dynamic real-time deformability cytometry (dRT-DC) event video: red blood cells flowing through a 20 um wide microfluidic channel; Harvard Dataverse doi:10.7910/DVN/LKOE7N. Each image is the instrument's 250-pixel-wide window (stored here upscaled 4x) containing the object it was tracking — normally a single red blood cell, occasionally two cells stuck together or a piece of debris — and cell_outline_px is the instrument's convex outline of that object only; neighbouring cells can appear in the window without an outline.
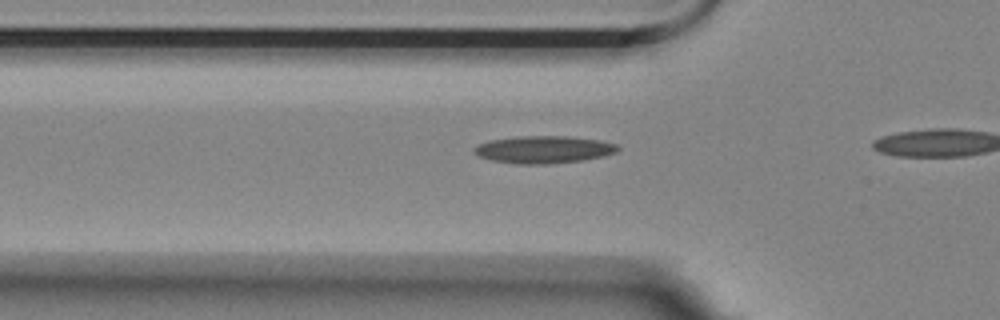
{"species": "Egyptian fruit bat (a non-hibernating species)", "species_latin": "Rousettus aegyptiacus", "temperature_condition": "room temperature", "stored_images_in_passage": 19, "camera_frame_rate_fps": 3000, "um_per_image_px": 0.085, "animal": {"sex": "female"}, "frame": {"image": 1, "passage_image": 14, "time_ms": 4.333, "image_size_px": [1000, 320], "cell_outline_px": [[620, 148], [616, 152], [604, 156], [580, 160], [548, 164], [516, 164], [492, 160], [480, 156], [472, 152], [472, 148], [476, 144], [488, 140], [520, 136], [568, 136], [600, 140], [616, 144]], "centroid_in_image_um": [46.17, 12.7], "position_along_channel_um": 79.6, "area_um2": 23.0}}
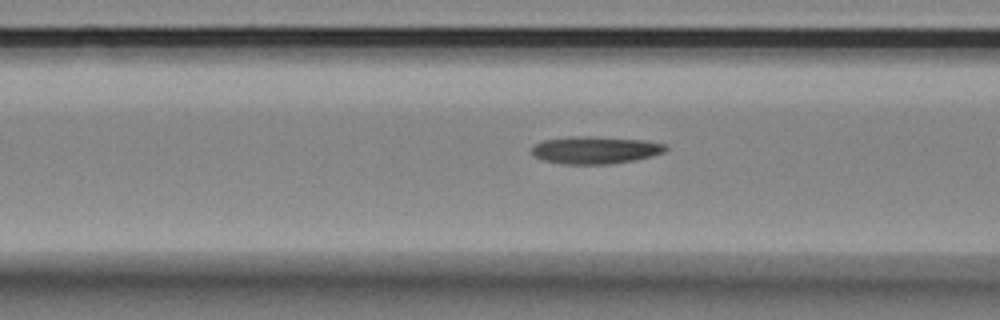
{"frame": {"image": 2, "passage_image": 17, "time_ms": 5.333, "image_size_px": [1000, 320], "cell_outline_px": [[668, 148], [664, 152], [652, 156], [636, 160], [608, 164], [564, 164], [544, 160], [536, 156], [532, 152], [532, 148], [536, 144], [544, 140], [572, 136], [584, 136], [644, 140], [664, 144]], "centroid_in_image_um": [50.62, 12.75], "position_along_channel_um": 116.0, "area_um2": 21.15}}